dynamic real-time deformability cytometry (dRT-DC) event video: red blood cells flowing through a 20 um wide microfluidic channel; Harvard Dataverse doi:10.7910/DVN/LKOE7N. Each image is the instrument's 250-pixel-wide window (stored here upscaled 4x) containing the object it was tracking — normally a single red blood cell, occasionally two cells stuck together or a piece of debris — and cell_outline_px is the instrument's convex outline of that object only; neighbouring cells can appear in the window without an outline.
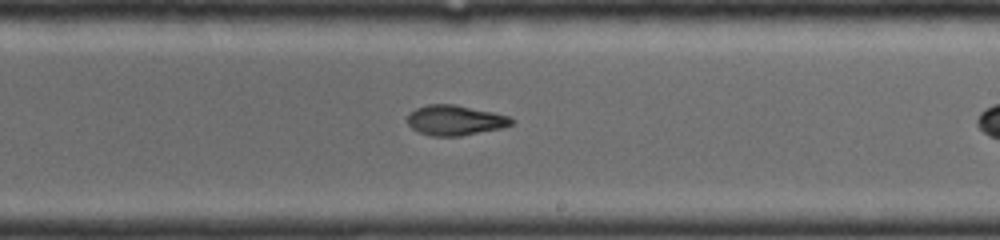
{"species": "common noctule bat (a hibernating species)", "species_latin": "Nyctalus noctula", "temperature_condition": "room temperature", "stored_images_in_passage": 22, "camera_frame_rate_fps": 4000, "um_per_image_px": 0.085, "animal": {"sex": "female", "body_mass_g": 19.0, "forearm_length_mm": 56.7}, "frame": {"image": 1, "passage_image": 13, "time_ms": 5.0, "image_size_px": [1000, 240], "cell_outline_px": [[516, 120], [512, 124], [500, 128], [460, 136], [432, 136], [420, 132], [412, 128], [408, 124], [408, 116], [416, 108], [428, 104], [456, 104], [492, 112], [508, 116]], "centroid_in_image_um": [38.69, 10.21], "position_along_channel_um": 250.3, "area_um2": 18.09}}